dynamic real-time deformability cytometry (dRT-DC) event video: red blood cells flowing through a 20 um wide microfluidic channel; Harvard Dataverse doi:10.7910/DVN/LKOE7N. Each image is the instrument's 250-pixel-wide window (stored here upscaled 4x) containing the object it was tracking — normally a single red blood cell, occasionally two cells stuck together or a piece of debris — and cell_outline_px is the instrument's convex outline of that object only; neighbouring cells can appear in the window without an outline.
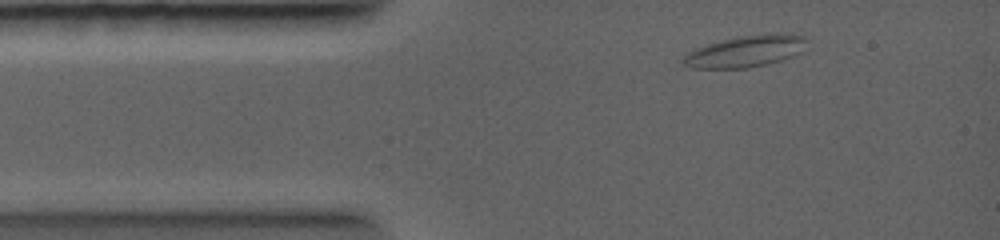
{"species": "common noctule bat (a hibernating species)", "species_latin": "Nyctalus noctula", "temperature_condition": "warm", "stored_images_in_passage": 42, "camera_frame_rate_fps": 5000, "um_per_image_px": 0.085, "animal": {"sex": "female", "body_mass_g": 19.0, "forearm_length_mm": 56.7}, "frame": {"image": 1, "passage_image": 1, "time_ms": 0.0, "image_size_px": [1000, 240], "cell_outline_px": [[804, 52], [768, 64], [748, 68], [688, 68], [680, 64], [684, 56], [688, 52], [708, 44], [724, 40], [748, 36], [776, 32], [804, 36]], "centroid_in_image_um": [63.36, 4.38], "position_along_channel_um": 21.6, "area_um2": 22.48}}
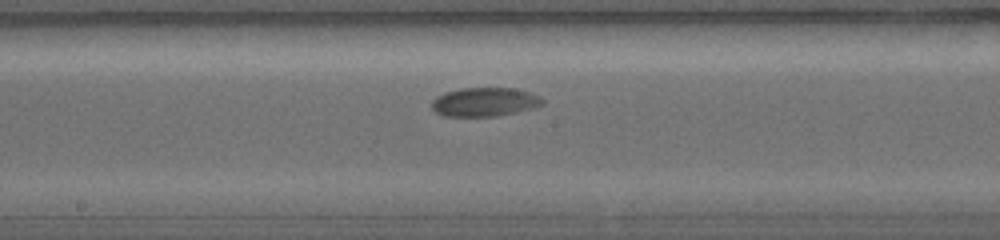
{"frame": {"image": 2, "passage_image": 16, "time_ms": 4.6, "image_size_px": [1000, 240], "cell_outline_px": [[544, 104], [532, 108], [516, 112], [496, 116], [444, 116], [436, 112], [432, 108], [432, 100], [436, 96], [444, 92], [464, 88], [512, 88], [528, 92], [544, 100]], "centroid_in_image_um": [41.15, 8.67], "position_along_channel_um": 207.0, "area_um2": 18.44}}
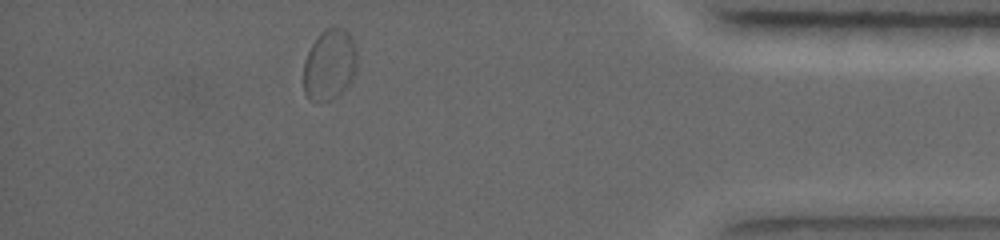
{"frame": {"image": 3, "passage_image": 37, "time_ms": 9.6, "image_size_px": [1000, 240], "cell_outline_px": [[356, 72], [348, 88], [344, 92], [332, 100], [308, 100], [304, 92], [304, 60], [312, 44], [320, 32], [324, 28], [344, 28], [348, 32], [352, 40], [356, 52]], "centroid_in_image_um": [28.01, 5.52], "position_along_channel_um": 407.2, "area_um2": 22.31}}